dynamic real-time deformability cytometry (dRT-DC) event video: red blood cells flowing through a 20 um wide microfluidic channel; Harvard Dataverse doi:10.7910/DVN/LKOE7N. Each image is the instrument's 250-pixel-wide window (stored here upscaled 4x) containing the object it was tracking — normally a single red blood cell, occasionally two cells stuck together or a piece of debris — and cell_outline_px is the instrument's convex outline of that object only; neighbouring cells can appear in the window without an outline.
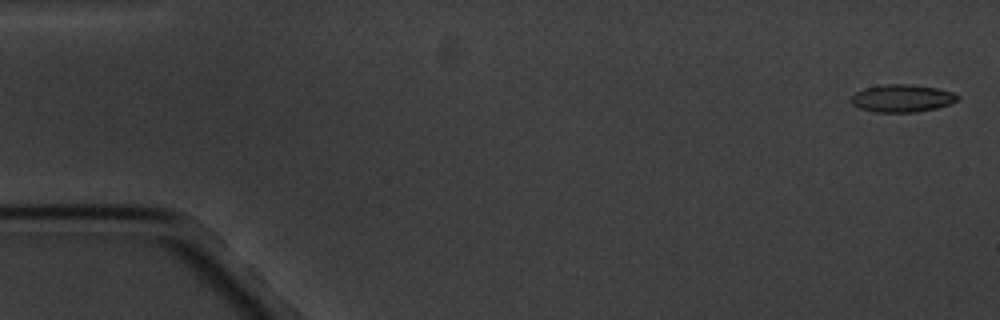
{"species": "common noctule bat (a hibernating species)", "species_latin": "Nyctalus noctula", "temperature_condition": "cold", "stored_images_in_passage": 7, "camera_frame_rate_fps": 3000, "um_per_image_px": 0.085, "animal": {"sex": "male", "body_mass_g": 20.1, "forearm_length_mm": 53.5}, "frame": {"image": 1, "passage_image": 1, "time_ms": 0.0, "image_size_px": [1000, 320], "cell_outline_px": [[960, 100], [936, 108], [916, 112], [876, 112], [860, 108], [852, 104], [848, 100], [848, 96], [864, 88], [884, 84], [908, 84], [936, 88], [952, 92], [960, 96]], "centroid_in_image_um": [76.63, 8.35], "position_along_channel_um": 8.4, "area_um2": 17.22}}
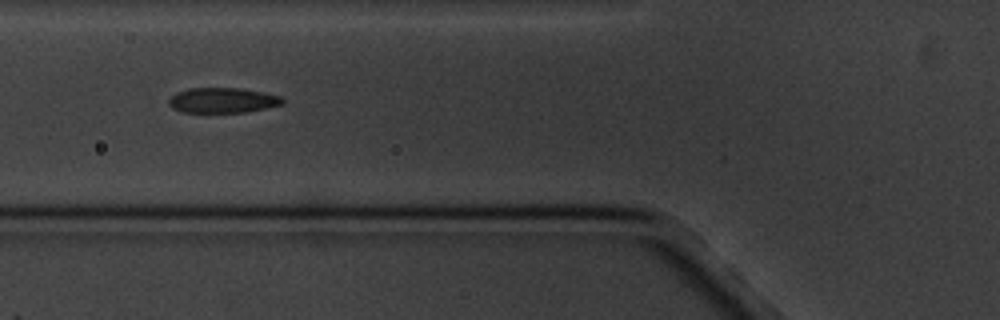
{"frame": {"image": 2, "passage_image": 6, "time_ms": 6.667, "image_size_px": [1000, 320], "cell_outline_px": [[284, 104], [248, 112], [180, 112], [172, 108], [168, 104], [168, 100], [176, 92], [188, 88], [240, 88], [264, 92], [280, 96], [284, 100]], "centroid_in_image_um": [18.92, 8.52], "position_along_channel_um": 106.9, "area_um2": 16.82}}
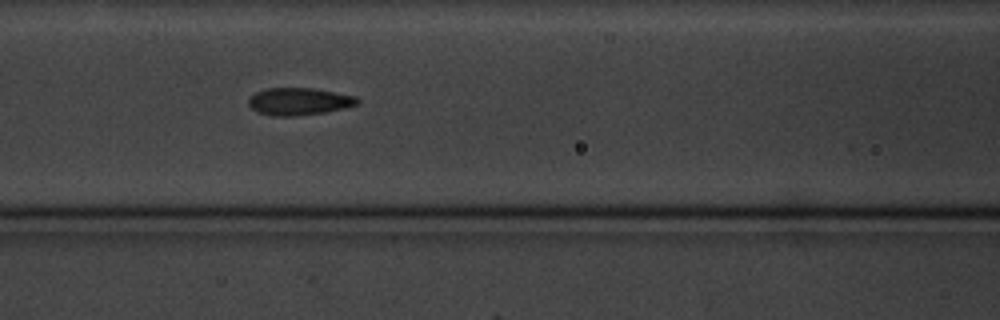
{"frame": {"image": 3, "passage_image": 7, "time_ms": 7.667, "image_size_px": [1000, 320], "cell_outline_px": [[360, 104], [344, 108], [324, 112], [296, 116], [272, 116], [260, 112], [252, 108], [248, 104], [248, 100], [256, 92], [264, 88], [312, 88], [356, 96], [360, 100]], "centroid_in_image_um": [25.44, 8.62], "position_along_channel_um": 141.2, "area_um2": 17.28}}